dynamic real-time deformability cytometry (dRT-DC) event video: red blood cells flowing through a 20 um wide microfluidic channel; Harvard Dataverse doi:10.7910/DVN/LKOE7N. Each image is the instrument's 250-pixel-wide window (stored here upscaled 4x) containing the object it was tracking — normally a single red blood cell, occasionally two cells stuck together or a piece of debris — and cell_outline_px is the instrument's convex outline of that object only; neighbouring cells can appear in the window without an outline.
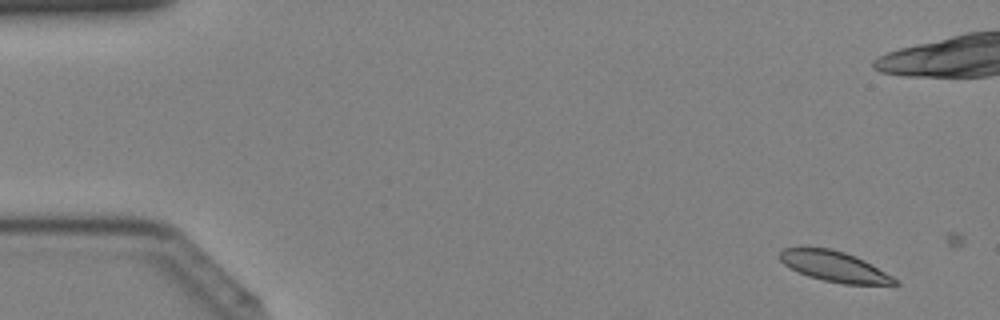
{"species": "Egyptian fruit bat (a non-hibernating species)", "species_latin": "Rousettus aegyptiacus", "temperature_condition": "cold", "stored_images_in_passage": 7, "camera_frame_rate_fps": 3000, "um_per_image_px": 0.085, "animal": {"sex": "female"}, "frame": {"image": 1, "passage_image": 3, "time_ms": 0.667, "image_size_px": [1000, 320], "cell_outline_px": [[900, 284], [844, 284], [824, 280], [808, 276], [784, 264], [780, 260], [780, 252], [784, 248], [800, 244], [832, 248], [856, 256], [872, 264], [900, 280]], "centroid_in_image_um": [70.9, 22.59], "position_along_channel_um": 14.1, "area_um2": 20.87}}